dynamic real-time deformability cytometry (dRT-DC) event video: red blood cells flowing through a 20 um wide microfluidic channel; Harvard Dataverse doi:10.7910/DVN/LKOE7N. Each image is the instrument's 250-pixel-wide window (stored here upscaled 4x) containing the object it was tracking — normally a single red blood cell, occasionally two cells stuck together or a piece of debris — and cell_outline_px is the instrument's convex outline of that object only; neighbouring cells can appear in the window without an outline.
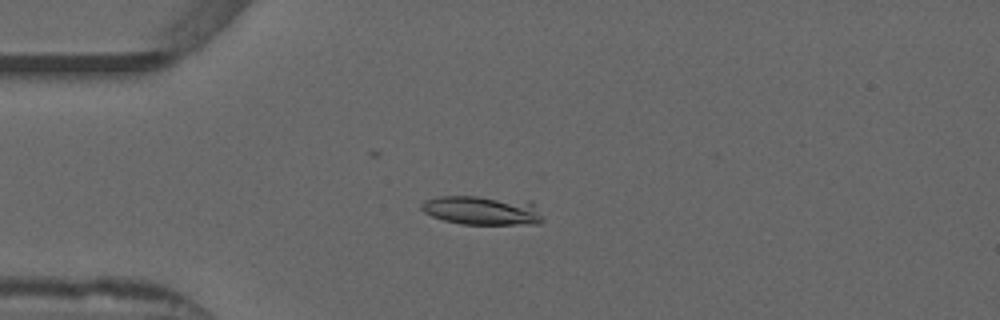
{"species": "common noctule bat (a hibernating species)", "species_latin": "Nyctalus noctula", "temperature_condition": "warm", "stored_images_in_passage": 17, "camera_frame_rate_fps": 3000, "um_per_image_px": 0.085, "animal": {"sex": "male", "forearm_length_mm": 52.5}, "frame": {"image": 1, "passage_image": 14, "time_ms": 4.333, "image_size_px": [1000, 320], "cell_outline_px": [[544, 220], [540, 224], [460, 224], [444, 220], [432, 216], [424, 212], [420, 208], [420, 204], [424, 200], [436, 196], [476, 196], [532, 200]], "centroid_in_image_um": [41.0, 17.87], "position_along_channel_um": 44.0, "area_um2": 20.92}}